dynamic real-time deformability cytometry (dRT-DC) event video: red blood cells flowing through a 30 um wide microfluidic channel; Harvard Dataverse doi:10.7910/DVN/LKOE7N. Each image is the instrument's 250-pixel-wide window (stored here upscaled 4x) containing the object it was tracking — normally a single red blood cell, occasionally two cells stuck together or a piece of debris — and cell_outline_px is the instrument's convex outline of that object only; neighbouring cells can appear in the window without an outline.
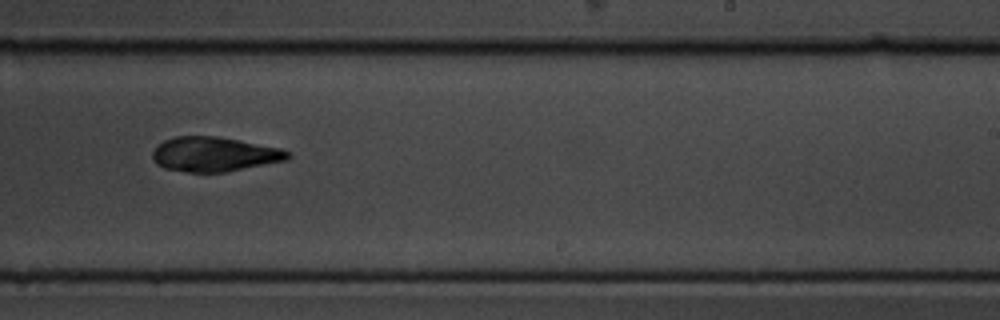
{"species": "common noctule bat (a hibernating species)", "species_latin": "Nyctalus noctula", "temperature_condition": "cold", "stored_images_in_passage": 18, "camera_frame_rate_fps": 3000, "um_per_image_px": 0.085, "animal": {"sex": "male", "body_mass_g": 19.5, "forearm_length_mm": 54.6}, "frame": {"image": 1, "passage_image": 11, "time_ms": 11.333, "image_size_px": [1000, 320], "cell_outline_px": [[292, 156], [288, 160], [228, 172], [188, 172], [164, 168], [156, 164], [152, 160], [152, 152], [164, 140], [176, 136], [220, 136], [280, 148], [292, 152]], "centroid_in_image_um": [18.25, 13.11], "position_along_channel_um": 270.7, "area_um2": 27.57}}
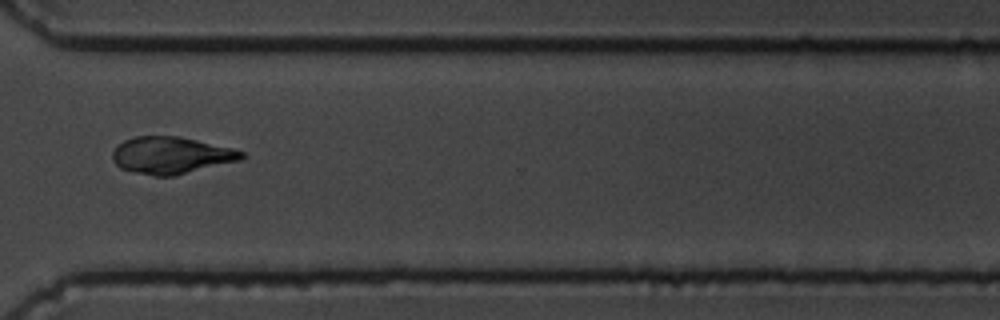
{"frame": {"image": 2, "passage_image": 13, "time_ms": 13.667, "image_size_px": [1000, 320], "cell_outline_px": [[244, 156], [240, 160], [176, 176], [152, 176], [120, 168], [112, 160], [112, 152], [124, 140], [136, 136], [180, 136], [232, 148], [244, 152]], "centroid_in_image_um": [14.55, 13.2], "position_along_channel_um": 356.1, "area_um2": 27.8}}